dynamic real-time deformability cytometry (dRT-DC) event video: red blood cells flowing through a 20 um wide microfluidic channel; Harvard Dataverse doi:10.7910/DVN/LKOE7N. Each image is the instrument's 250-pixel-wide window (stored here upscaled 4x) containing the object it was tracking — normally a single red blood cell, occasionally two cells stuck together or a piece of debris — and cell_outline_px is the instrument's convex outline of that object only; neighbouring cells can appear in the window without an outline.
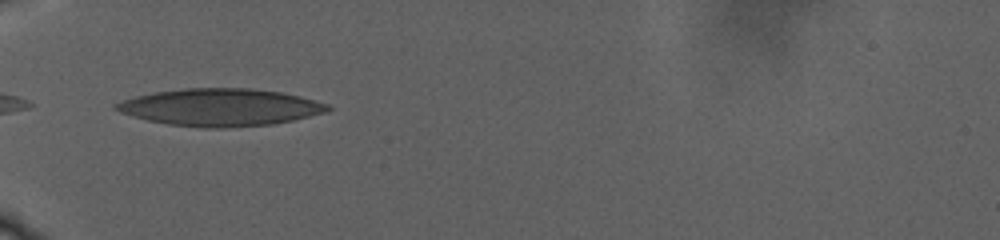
{"species": "human", "species_latin": "Homo sapiens", "temperature_condition": "warm", "stored_images_in_passage": 12, "camera_frame_rate_fps": 3000, "um_per_image_px": 0.085, "donor": {"sex": "male"}, "frame": {"image": 1, "passage_image": 1, "time_ms": 0.0, "image_size_px": [1000, 240], "cell_outline_px": [[332, 108], [328, 112], [292, 120], [272, 124], [224, 128], [200, 128], [168, 124], [148, 120], [132, 116], [120, 112], [112, 108], [112, 104], [136, 96], [156, 92], [184, 88], [248, 88], [280, 92], [300, 96], [328, 104]], "centroid_in_image_um": [18.72, 9.12], "position_along_channel_um": 66.3, "area_um2": 46.01}}
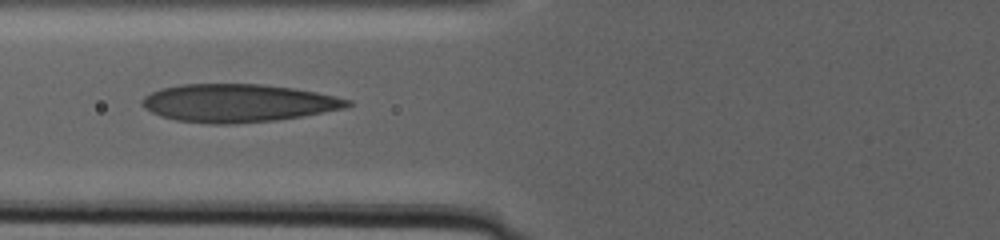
{"frame": {"image": 2, "passage_image": 6, "time_ms": 2.333, "image_size_px": [1000, 240], "cell_outline_px": [[356, 104], [344, 108], [304, 116], [276, 120], [232, 124], [208, 124], [176, 120], [160, 116], [144, 108], [140, 104], [140, 100], [144, 96], [160, 88], [180, 84], [264, 84], [292, 88], [316, 92], [352, 100]], "centroid_in_image_um": [20.22, 8.76], "position_along_channel_um": 105.6, "area_um2": 45.78}}
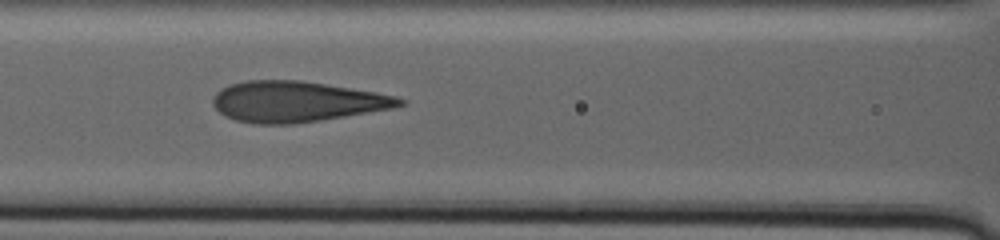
{"frame": {"image": 3, "passage_image": 9, "time_ms": 4.0, "image_size_px": [1000, 240], "cell_outline_px": [[404, 104], [392, 108], [296, 124], [252, 124], [236, 120], [224, 116], [212, 104], [212, 96], [220, 88], [228, 84], [248, 80], [300, 80], [376, 92], [396, 96], [404, 100]], "centroid_in_image_um": [25.14, 8.63], "position_along_channel_um": 141.5, "area_um2": 44.27}}